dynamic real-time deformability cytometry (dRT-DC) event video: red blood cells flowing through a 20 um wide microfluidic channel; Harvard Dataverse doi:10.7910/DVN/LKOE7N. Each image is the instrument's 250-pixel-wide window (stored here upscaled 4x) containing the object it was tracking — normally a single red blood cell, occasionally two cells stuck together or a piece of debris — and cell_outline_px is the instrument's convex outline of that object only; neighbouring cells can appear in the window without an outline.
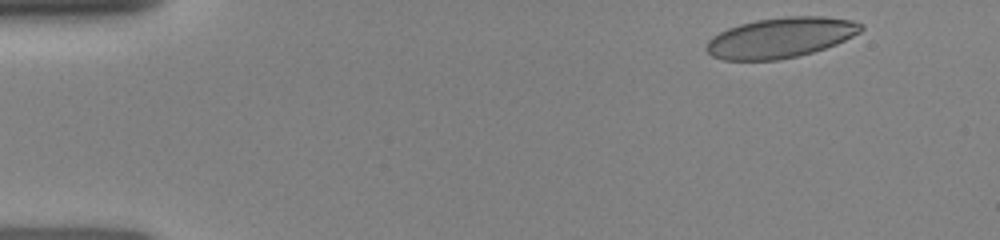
{"species": "human", "species_latin": "Homo sapiens", "temperature_condition": "room temperature", "stored_images_in_passage": 8, "camera_frame_rate_fps": 3000, "um_per_image_px": 0.085, "donor": {"sex": "female"}, "frame": {"image": 1, "passage_image": 2, "time_ms": 0.333, "image_size_px": [1000, 240], "cell_outline_px": [[864, 28], [860, 32], [836, 44], [812, 52], [796, 56], [776, 60], [724, 60], [712, 56], [704, 48], [708, 40], [712, 36], [728, 28], [740, 24], [756, 20], [784, 16], [824, 16], [852, 20], [864, 24]], "centroid_in_image_um": [66.34, 3.19], "position_along_channel_um": 18.7, "area_um2": 36.3}}
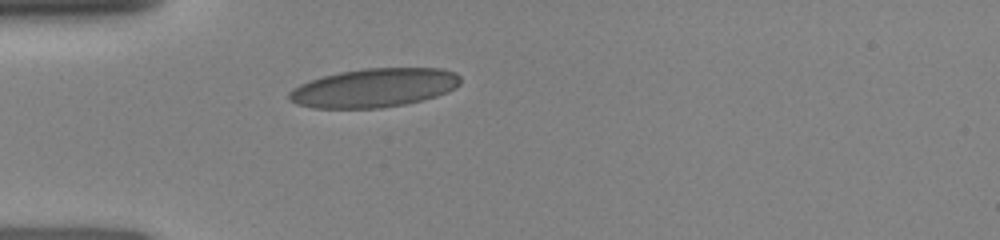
{"frame": {"image": 2, "passage_image": 8, "time_ms": 3.333, "image_size_px": [1000, 240], "cell_outline_px": [[460, 84], [456, 88], [448, 92], [436, 96], [404, 104], [380, 108], [312, 108], [296, 104], [288, 100], [288, 92], [292, 88], [300, 84], [324, 76], [340, 72], [364, 68], [444, 68], [456, 72], [460, 76]], "centroid_in_image_um": [31.81, 7.46], "position_along_channel_um": 53.2, "area_um2": 38.9}}